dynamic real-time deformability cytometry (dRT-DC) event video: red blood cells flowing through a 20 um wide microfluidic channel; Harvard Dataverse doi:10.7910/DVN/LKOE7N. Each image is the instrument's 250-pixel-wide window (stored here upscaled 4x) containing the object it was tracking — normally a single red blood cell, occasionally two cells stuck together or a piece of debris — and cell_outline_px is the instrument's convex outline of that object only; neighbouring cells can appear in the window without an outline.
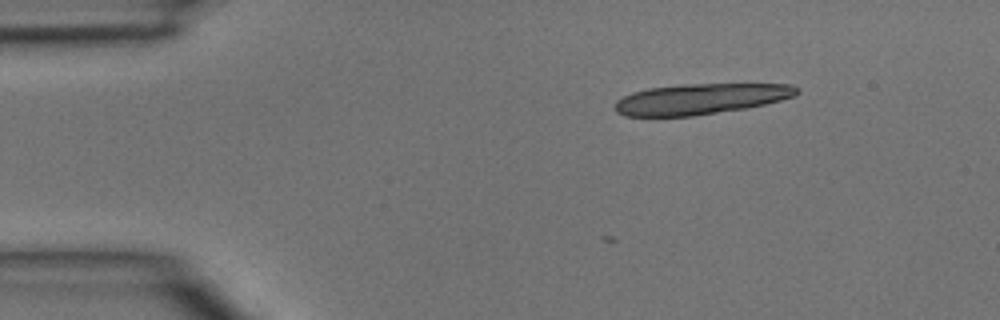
{"species": "common noctule bat (a hibernating species)", "species_latin": "Nyctalus noctula", "temperature_condition": "room temperature", "stored_images_in_passage": 5, "camera_frame_rate_fps": 3000, "um_per_image_px": 0.085, "animal": {"sex": "male", "body_mass_g": 15.6}, "frame": {"image": 1, "passage_image": 5, "time_ms": 1.333, "image_size_px": [1000, 320], "cell_outline_px": [[800, 92], [796, 96], [764, 104], [744, 108], [692, 116], [624, 116], [616, 112], [616, 100], [632, 92], [648, 88], [680, 84], [792, 84], [800, 88]], "centroid_in_image_um": [59.56, 8.4], "position_along_channel_um": 25.4, "area_um2": 32.48}}